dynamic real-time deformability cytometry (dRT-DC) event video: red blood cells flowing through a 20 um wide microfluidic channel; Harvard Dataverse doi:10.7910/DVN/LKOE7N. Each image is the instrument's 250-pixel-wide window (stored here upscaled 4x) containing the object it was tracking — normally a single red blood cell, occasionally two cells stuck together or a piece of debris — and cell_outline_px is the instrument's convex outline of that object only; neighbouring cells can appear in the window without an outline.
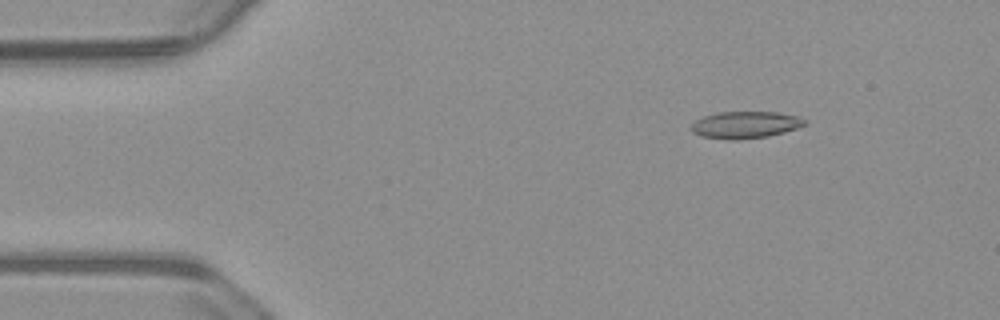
{"species": "common noctule bat (a hibernating species)", "species_latin": "Nyctalus noctula", "temperature_condition": "warm", "stored_images_in_passage": 50, "camera_frame_rate_fps": 3000, "um_per_image_px": 0.085, "animal": {"sex": "male", "body_mass_g": 23.1, "forearm_length_mm": 52.7}, "frame": {"image": 1, "passage_image": 2, "time_ms": 0.333, "image_size_px": [1000, 320], "cell_outline_px": [[808, 124], [784, 132], [768, 136], [736, 140], [728, 140], [700, 136], [692, 132], [692, 124], [696, 120], [704, 116], [720, 112], [776, 112], [796, 116], [808, 120]], "centroid_in_image_um": [63.36, 10.62], "position_along_channel_um": 21.6, "area_um2": 17.8}}
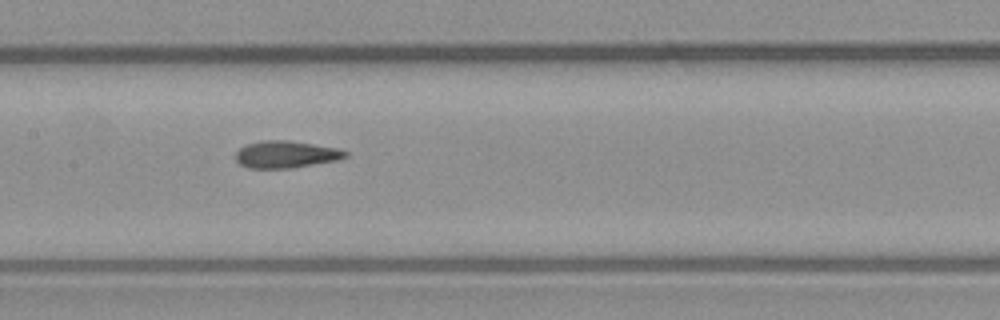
{"frame": {"image": 2, "passage_image": 21, "time_ms": 6.667, "image_size_px": [1000, 320], "cell_outline_px": [[348, 156], [340, 160], [292, 168], [248, 168], [240, 164], [236, 160], [236, 152], [240, 148], [248, 144], [260, 140], [288, 140], [340, 148], [348, 152]], "centroid_in_image_um": [24.35, 13.12], "position_along_channel_um": 183.0, "area_um2": 17.51}}
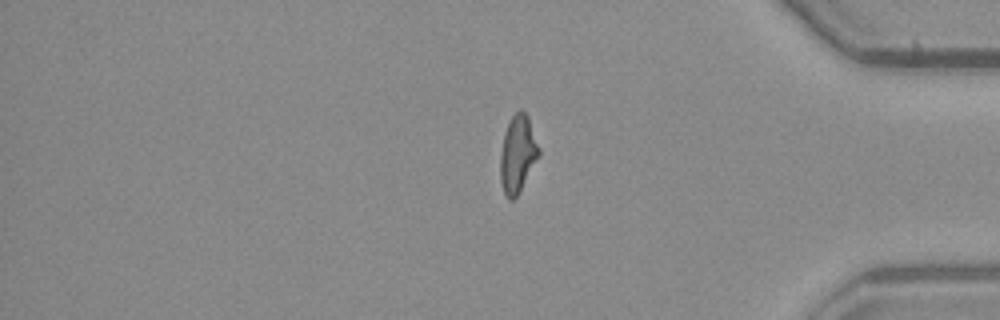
{"frame": {"image": 3, "passage_image": 40, "time_ms": 13.0, "image_size_px": [1000, 320], "cell_outline_px": [[540, 156], [516, 196], [512, 200], [508, 200], [504, 192], [500, 180], [500, 156], [504, 132], [508, 120], [520, 108], [528, 116], [540, 148]], "centroid_in_image_um": [44.0, 13.06], "position_along_channel_um": 391.2, "area_um2": 17.46}, "authors_computed_cell_mechanics": {"area_um2": 17.3689, "velocity_mm_per_s": 3.7283, "shape_relaxation_time_tau1_ms": null, "shape_relaxation_time_tau2_ms": 2.3799, "deformation_change_tau1": null, "deformation_change_tau2": 0.1001}}